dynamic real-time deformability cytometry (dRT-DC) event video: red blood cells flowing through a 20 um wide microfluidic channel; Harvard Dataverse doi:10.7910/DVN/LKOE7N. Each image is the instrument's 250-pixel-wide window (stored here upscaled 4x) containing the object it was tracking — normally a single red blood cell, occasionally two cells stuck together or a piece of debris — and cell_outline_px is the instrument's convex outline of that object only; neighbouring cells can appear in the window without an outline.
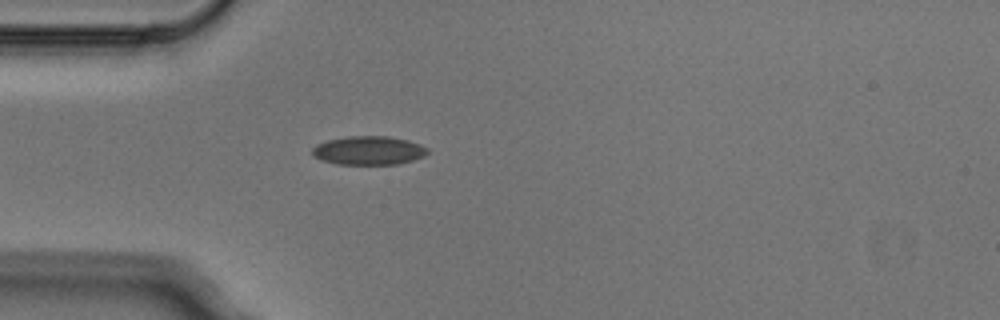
{"species": "Egyptian fruit bat (a non-hibernating species)", "species_latin": "Rousettus aegyptiacus", "temperature_condition": "cold", "stored_images_in_passage": 2, "camera_frame_rate_fps": 3000, "um_per_image_px": 0.085, "animal": {"sex": "male"}, "frame": {"image": 1, "passage_image": 2, "time_ms": 0.333, "image_size_px": [1000, 320], "cell_outline_px": [[428, 152], [424, 156], [412, 160], [396, 164], [336, 164], [320, 160], [312, 156], [312, 148], [316, 144], [328, 140], [348, 136], [388, 136], [408, 140], [420, 144], [428, 148]], "centroid_in_image_um": [31.31, 12.79], "position_along_channel_um": 53.7, "area_um2": 19.36}}